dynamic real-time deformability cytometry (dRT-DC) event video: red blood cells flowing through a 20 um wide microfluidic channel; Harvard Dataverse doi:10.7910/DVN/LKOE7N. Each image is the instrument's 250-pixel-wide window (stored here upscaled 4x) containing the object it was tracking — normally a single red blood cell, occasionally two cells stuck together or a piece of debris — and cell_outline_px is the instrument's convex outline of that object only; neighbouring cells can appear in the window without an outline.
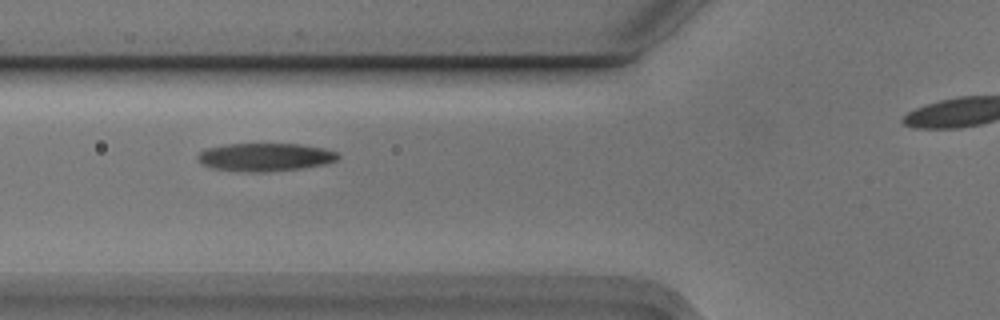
{"species": "Egyptian fruit bat (a non-hibernating species)", "species_latin": "Rousettus aegyptiacus", "temperature_condition": "cold", "stored_images_in_passage": 8, "camera_frame_rate_fps": 3000, "um_per_image_px": 0.085, "animal": {"sex": "male"}, "frame": {"image": 1, "passage_image": 4, "time_ms": 1.0, "image_size_px": [1000, 320], "cell_outline_px": [[340, 156], [336, 160], [324, 164], [300, 168], [260, 172], [252, 172], [212, 168], [204, 164], [196, 156], [200, 152], [208, 148], [224, 144], [300, 144], [324, 148], [336, 152]], "centroid_in_image_um": [22.55, 13.34], "position_along_channel_um": 103.3, "area_um2": 22.6}}
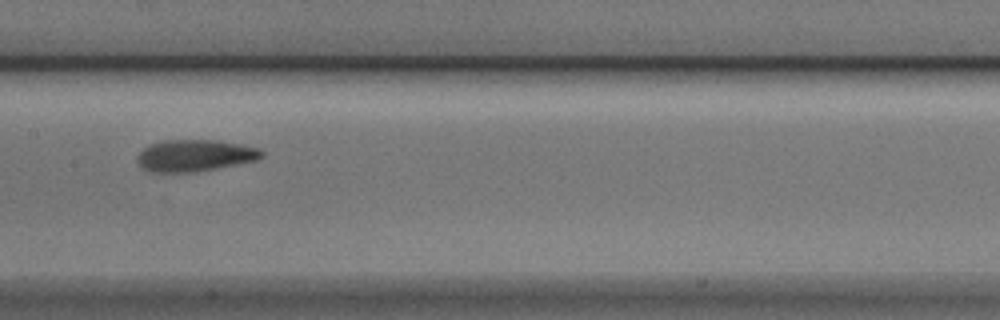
{"frame": {"image": 2, "passage_image": 6, "time_ms": 1.667, "image_size_px": [1000, 320], "cell_outline_px": [[264, 156], [260, 160], [216, 168], [192, 172], [152, 172], [144, 168], [136, 160], [136, 156], [148, 144], [164, 140], [220, 140], [260, 148], [264, 152]], "centroid_in_image_um": [16.6, 13.21], "position_along_channel_um": 190.8, "area_um2": 23.18}}
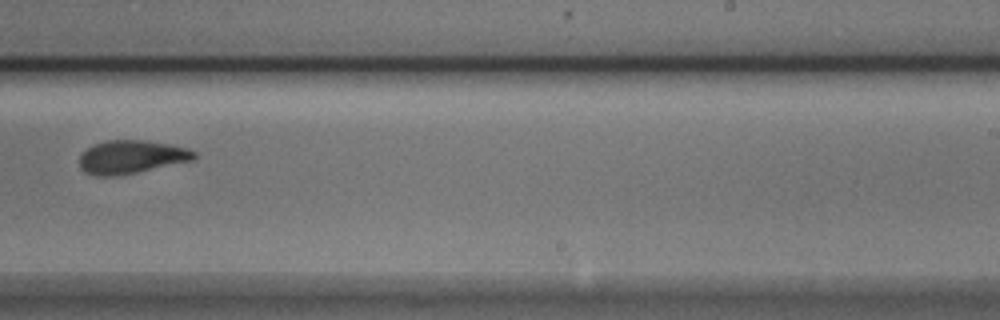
{"frame": {"image": 3, "passage_image": 8, "time_ms": 2.333, "image_size_px": [1000, 320], "cell_outline_px": [[196, 156], [192, 160], [136, 172], [112, 176], [96, 176], [84, 172], [80, 168], [80, 152], [92, 144], [104, 140], [144, 140], [172, 144], [188, 148], [196, 152]], "centroid_in_image_um": [11.11, 13.32], "position_along_channel_um": 277.9, "area_um2": 22.37}}